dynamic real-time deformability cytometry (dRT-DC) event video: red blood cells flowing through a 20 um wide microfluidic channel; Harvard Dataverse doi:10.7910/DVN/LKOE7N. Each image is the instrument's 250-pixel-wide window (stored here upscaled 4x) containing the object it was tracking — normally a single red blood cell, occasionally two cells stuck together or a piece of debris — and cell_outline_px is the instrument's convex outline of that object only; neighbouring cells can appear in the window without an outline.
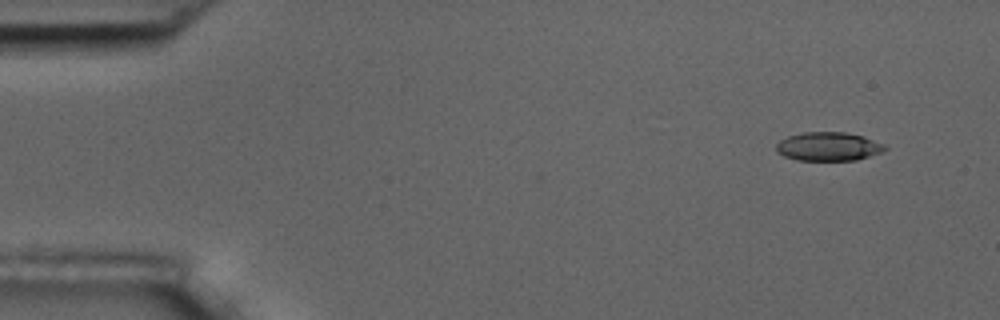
{"species": "common noctule bat (a hibernating species)", "species_latin": "Nyctalus noctula", "temperature_condition": "room temperature", "stored_images_in_passage": 6, "segment_of_instrument_passage": [2, 2], "camera_frame_rate_fps": 3000, "um_per_image_px": 0.085, "animal": {"sex": "male", "body_mass_g": 17.5, "forearm_length_mm": 52.3}, "frame": {"image": 1, "passage_image": 6, "time_ms": 6.667, "image_size_px": [1000, 320], "cell_outline_px": [[888, 148], [884, 152], [856, 160], [796, 160], [784, 156], [776, 152], [776, 144], [780, 140], [788, 136], [800, 132], [844, 132], [864, 136], [884, 144]], "centroid_in_image_um": [70.42, 12.45], "position_along_channel_um": 14.6, "area_um2": 18.38}}